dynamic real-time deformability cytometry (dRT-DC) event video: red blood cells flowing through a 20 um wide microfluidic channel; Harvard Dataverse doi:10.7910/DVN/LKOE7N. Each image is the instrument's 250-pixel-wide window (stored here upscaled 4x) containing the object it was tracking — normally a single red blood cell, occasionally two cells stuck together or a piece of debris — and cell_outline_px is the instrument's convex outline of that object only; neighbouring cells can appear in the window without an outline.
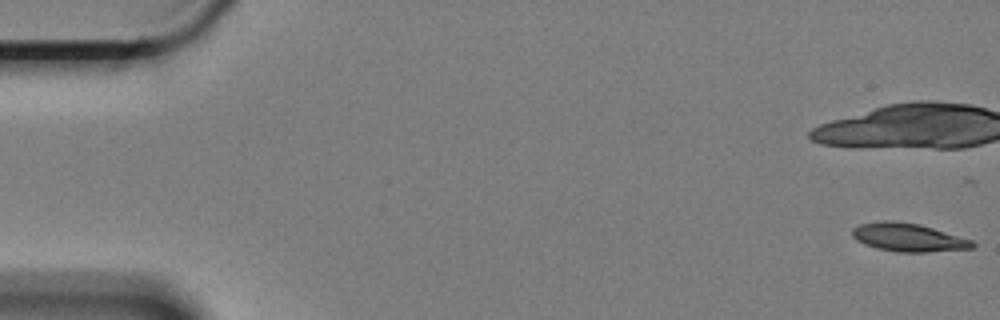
{"species": "Egyptian fruit bat (a non-hibernating species)", "species_latin": "Rousettus aegyptiacus", "temperature_condition": "cold", "stored_images_in_passage": 21, "camera_frame_rate_fps": 3000, "um_per_image_px": 0.085, "animal": {"sex": "female"}, "frame": {"image": 1, "passage_image": 1, "time_ms": 0.0, "image_size_px": [1000, 320], "cell_outline_px": [[976, 244], [972, 248], [924, 252], [896, 252], [876, 248], [864, 244], [856, 240], [852, 236], [852, 228], [860, 224], [880, 220], [892, 220], [920, 224], [972, 240]], "centroid_in_image_um": [77.15, 20.17], "position_along_channel_um": 7.8, "area_um2": 19.83}}